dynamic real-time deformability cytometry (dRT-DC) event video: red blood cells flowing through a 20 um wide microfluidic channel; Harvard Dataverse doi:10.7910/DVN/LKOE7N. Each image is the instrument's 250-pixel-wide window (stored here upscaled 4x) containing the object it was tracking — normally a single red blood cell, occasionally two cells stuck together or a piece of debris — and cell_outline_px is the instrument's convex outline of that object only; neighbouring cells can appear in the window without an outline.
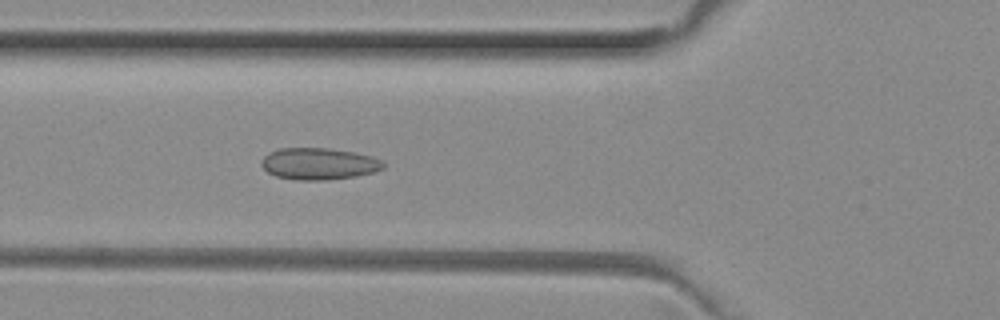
{"species": "common noctule bat (a hibernating species)", "species_latin": "Nyctalus noctula", "temperature_condition": "room temperature", "stored_images_in_passage": 26, "camera_frame_rate_fps": 3000, "um_per_image_px": 0.085, "animal": {"sex": "female", "body_mass_g": 29.2, "forearm_length_mm": 56.3}, "frame": {"image": 1, "passage_image": 16, "time_ms": 5.0, "image_size_px": [1000, 320], "cell_outline_px": [[384, 168], [372, 172], [356, 176], [324, 180], [296, 180], [276, 176], [268, 172], [260, 164], [260, 160], [268, 152], [280, 148], [328, 148], [352, 152], [372, 156], [380, 160], [384, 164]], "centroid_in_image_um": [27.06, 13.92], "position_along_channel_um": 98.7, "area_um2": 22.48}}
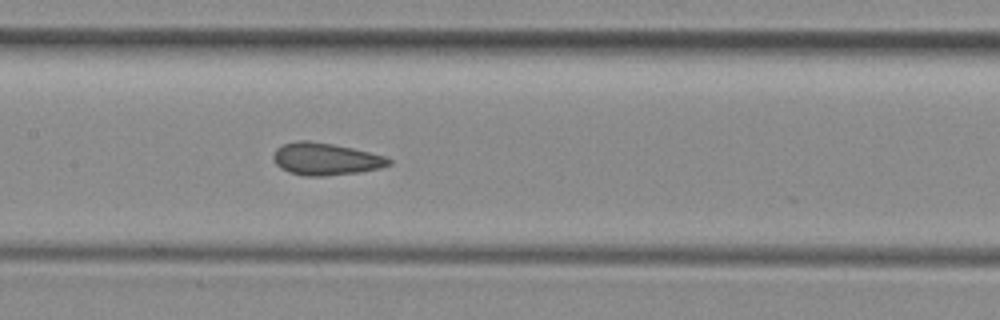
{"frame": {"image": 2, "passage_image": 22, "time_ms": 7.0, "image_size_px": [1000, 320], "cell_outline_px": [[392, 164], [380, 168], [360, 172], [324, 176], [304, 176], [288, 172], [280, 168], [276, 164], [272, 156], [276, 148], [284, 144], [296, 140], [308, 140], [332, 144], [352, 148], [388, 156], [392, 160]], "centroid_in_image_um": [27.69, 13.52], "position_along_channel_um": 179.7, "area_um2": 21.91}}
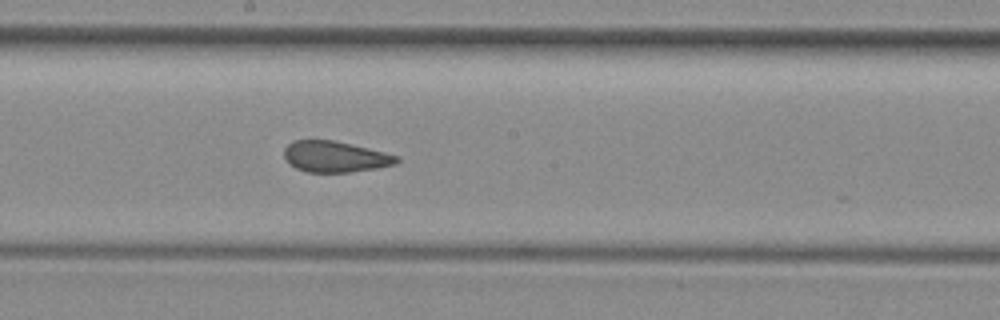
{"frame": {"image": 3, "passage_image": 25, "time_ms": 8.0, "image_size_px": [1000, 320], "cell_outline_px": [[400, 160], [396, 164], [376, 168], [348, 172], [308, 172], [296, 168], [284, 156], [284, 148], [292, 140], [332, 140], [368, 148], [400, 156]], "centroid_in_image_um": [28.5, 13.31], "position_along_channel_um": 219.7, "area_um2": 20.17}}